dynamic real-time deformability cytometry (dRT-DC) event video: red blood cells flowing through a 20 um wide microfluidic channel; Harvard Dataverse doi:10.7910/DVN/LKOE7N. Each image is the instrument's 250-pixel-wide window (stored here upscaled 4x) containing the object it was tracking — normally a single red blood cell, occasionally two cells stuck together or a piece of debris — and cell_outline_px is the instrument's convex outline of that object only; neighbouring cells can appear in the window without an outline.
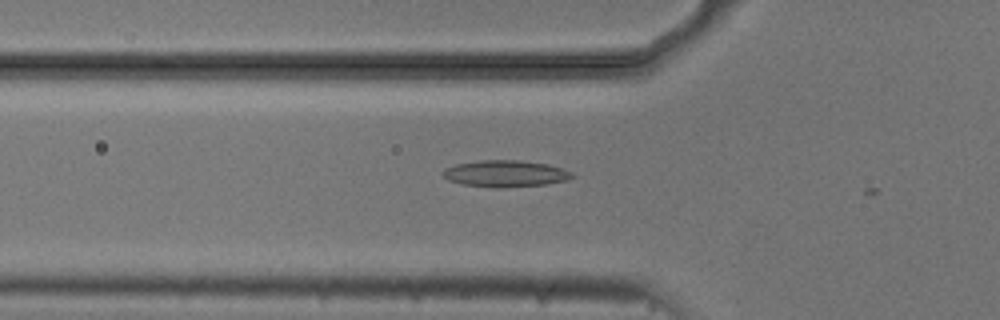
{"species": "common noctule bat (a hibernating species)", "species_latin": "Nyctalus noctula", "temperature_condition": "cold", "stored_images_in_passage": 3, "camera_frame_rate_fps": 3000, "um_per_image_px": 0.085, "animal": {"sex": "male", "body_mass_g": 20.5, "forearm_length_mm": 52.5}, "frame": {"image": 1, "passage_image": 2, "time_ms": 0.333, "image_size_px": [1000, 320], "cell_outline_px": [[576, 176], [568, 180], [548, 184], [504, 188], [500, 188], [460, 184], [448, 180], [440, 172], [444, 168], [456, 164], [480, 160], [520, 160], [548, 164], [572, 172]], "centroid_in_image_um": [42.96, 14.76], "position_along_channel_um": 82.8, "area_um2": 20.29}}